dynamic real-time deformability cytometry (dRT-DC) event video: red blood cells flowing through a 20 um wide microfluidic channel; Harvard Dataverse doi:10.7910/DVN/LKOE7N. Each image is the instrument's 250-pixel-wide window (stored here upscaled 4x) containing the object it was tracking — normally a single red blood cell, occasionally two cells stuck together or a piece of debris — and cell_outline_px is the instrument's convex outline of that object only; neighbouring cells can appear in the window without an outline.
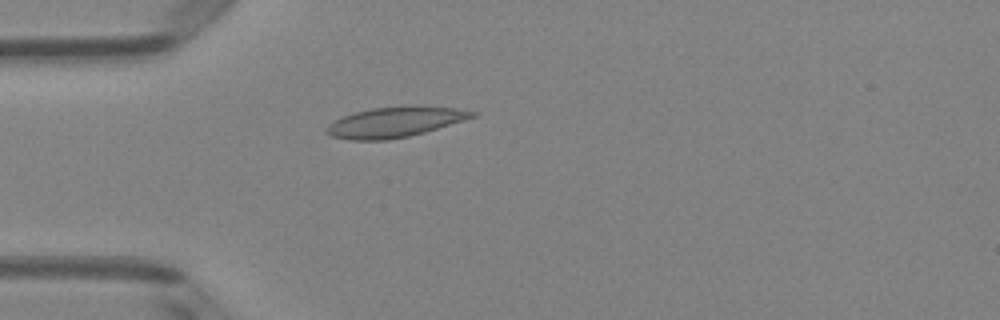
{"species": "Egyptian fruit bat (a non-hibernating species)", "species_latin": "Rousettus aegyptiacus", "temperature_condition": "room temperature", "stored_images_in_passage": 4, "camera_frame_rate_fps": 3000, "um_per_image_px": 0.085, "animal": {"sex": "female"}, "frame": {"image": 1, "passage_image": 4, "time_ms": 1.0, "image_size_px": [1000, 320], "cell_outline_px": [[480, 112], [476, 116], [464, 120], [424, 132], [408, 136], [388, 140], [348, 140], [332, 136], [324, 132], [328, 124], [344, 116], [356, 112], [372, 108], [404, 104], [412, 104], [456, 108]], "centroid_in_image_um": [33.6, 10.35], "position_along_channel_um": 51.4, "area_um2": 26.07}}